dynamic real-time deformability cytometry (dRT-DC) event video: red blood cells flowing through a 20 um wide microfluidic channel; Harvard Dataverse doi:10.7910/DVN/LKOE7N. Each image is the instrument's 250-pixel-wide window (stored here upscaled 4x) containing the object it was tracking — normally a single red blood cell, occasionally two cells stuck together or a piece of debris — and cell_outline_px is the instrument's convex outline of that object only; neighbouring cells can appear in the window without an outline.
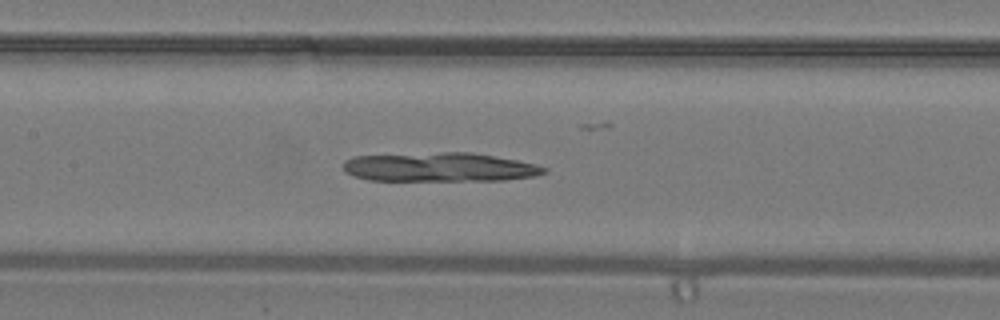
{"species": "common noctule bat (a hibernating species)", "species_latin": "Nyctalus noctula", "temperature_condition": "warm", "stored_images_in_passage": 31, "camera_frame_rate_fps": 3000, "um_per_image_px": 0.085, "animal": {"sex": "male", "body_mass_g": 19.2, "forearm_length_mm": 51.8}, "frame": {"image": 1, "passage_image": 11, "time_ms": 3.333, "image_size_px": [1000, 320], "cell_outline_px": [[548, 172], [532, 176], [504, 180], [368, 180], [344, 172], [344, 160], [356, 156], [444, 152], [472, 152], [516, 160], [536, 164], [548, 168]], "centroid_in_image_um": [37.39, 14.2], "position_along_channel_um": 170.0, "area_um2": 33.76}}
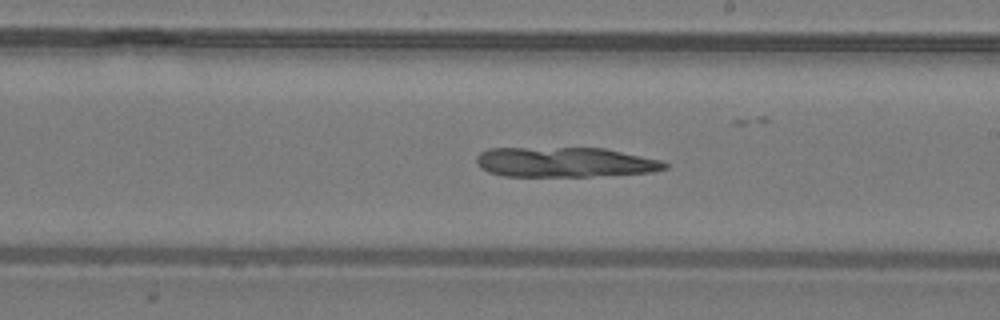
{"frame": {"image": 2, "passage_image": 15, "time_ms": 4.667, "image_size_px": [1000, 320], "cell_outline_px": [[668, 168], [652, 172], [592, 176], [504, 176], [488, 172], [480, 168], [476, 164], [476, 156], [480, 152], [488, 148], [604, 148], [660, 160], [668, 164]], "centroid_in_image_um": [47.96, 13.78], "position_along_channel_um": 241.0, "area_um2": 32.89}}
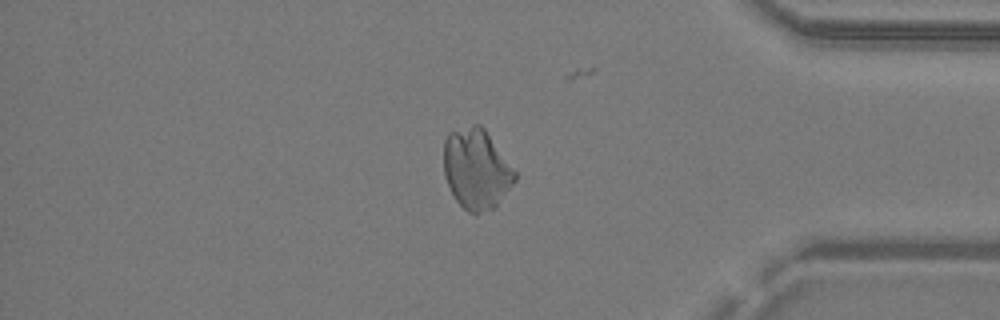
{"frame": {"image": 3, "passage_image": 25, "time_ms": 8.0, "image_size_px": [1000, 320], "cell_outline_px": [[516, 180], [496, 208], [476, 216], [468, 212], [456, 200], [444, 176], [444, 140], [448, 132], [472, 124], [480, 124], [484, 128], [516, 172]], "centroid_in_image_um": [40.49, 14.4], "position_along_channel_um": 394.7, "area_um2": 33.58}}